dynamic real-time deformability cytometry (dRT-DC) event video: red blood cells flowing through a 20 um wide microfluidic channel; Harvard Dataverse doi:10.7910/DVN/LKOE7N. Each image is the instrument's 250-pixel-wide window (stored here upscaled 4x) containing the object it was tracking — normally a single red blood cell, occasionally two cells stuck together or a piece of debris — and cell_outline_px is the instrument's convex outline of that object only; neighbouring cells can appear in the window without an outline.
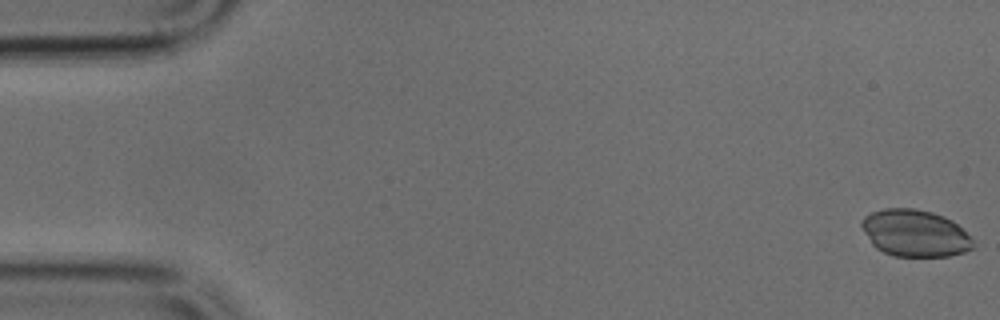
{"species": "common noctule bat (a hibernating species)", "species_latin": "Nyctalus noctula", "temperature_condition": "cold", "stored_images_in_passage": 49, "camera_frame_rate_fps": 3000, "um_per_image_px": 0.085, "animal": {"sex": "male", "body_mass_g": 17.9, "forearm_length_mm": 54.2}, "frame": {"image": 1, "passage_image": 1, "time_ms": 0.0, "image_size_px": [1000, 320], "cell_outline_px": [[976, 244], [972, 248], [964, 252], [948, 256], [892, 256], [876, 248], [872, 244], [864, 232], [860, 224], [864, 216], [872, 212], [884, 208], [916, 208], [932, 212], [944, 216], [952, 220]], "centroid_in_image_um": [77.75, 19.81], "position_along_channel_um": 7.3, "area_um2": 30.4}}
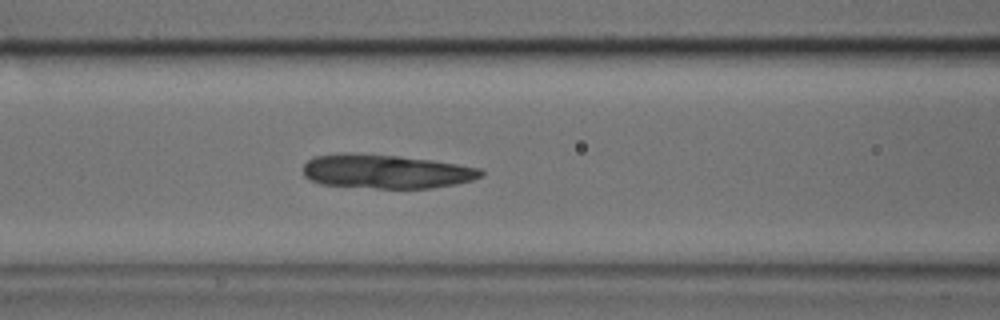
{"frame": {"image": 2, "passage_image": 20, "time_ms": 6.333, "image_size_px": [1000, 320], "cell_outline_px": [[484, 176], [472, 180], [456, 184], [428, 188], [376, 188], [320, 184], [304, 176], [304, 164], [308, 160], [316, 156], [344, 152], [348, 152], [400, 156], [432, 160], [480, 168], [484, 172]], "centroid_in_image_um": [32.82, 14.57], "position_along_channel_um": 133.8, "area_um2": 35.26}}
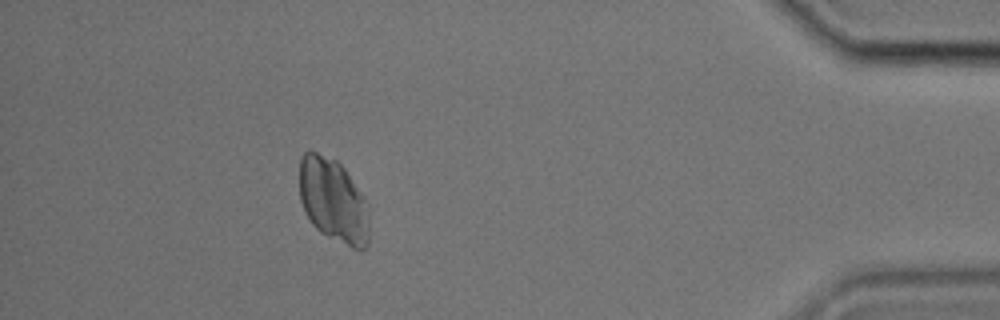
{"frame": {"image": 3, "passage_image": 44, "time_ms": 14.333, "image_size_px": [1000, 320], "cell_outline_px": [[368, 244], [360, 252], [320, 232], [312, 224], [300, 200], [300, 156], [308, 148], [336, 160], [344, 168], [364, 196], [368, 204]], "centroid_in_image_um": [28.33, 17.02], "position_along_channel_um": 406.9, "area_um2": 34.33}}